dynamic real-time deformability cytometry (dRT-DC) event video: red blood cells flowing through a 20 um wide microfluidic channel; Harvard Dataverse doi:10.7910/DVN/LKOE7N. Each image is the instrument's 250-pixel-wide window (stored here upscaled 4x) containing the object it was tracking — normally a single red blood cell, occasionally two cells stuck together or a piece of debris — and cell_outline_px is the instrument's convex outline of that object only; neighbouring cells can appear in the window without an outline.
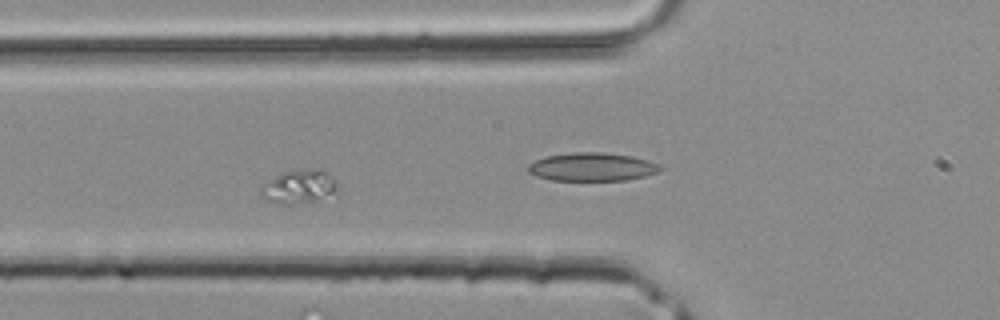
{"species": "common noctule bat (a hibernating species)", "species_latin": "Nyctalus noctula", "temperature_condition": "room temperature", "stored_images_in_passage": 40, "camera_frame_rate_fps": 3000, "um_per_image_px": 0.085, "animal": {"sex": "male", "body_mass_g": 20.4}, "frame": {"image": 1, "passage_image": 14, "time_ms": 4.333, "image_size_px": [1000, 320], "cell_outline_px": [[336, 192], [312, 200], [288, 204], [268, 200], [260, 196], [260, 188], [268, 180], [276, 176], [288, 172], [324, 172], [336, 180]], "centroid_in_image_um": [25.34, 15.91], "position_along_channel_um": 100.5, "area_um2": 13.64}}